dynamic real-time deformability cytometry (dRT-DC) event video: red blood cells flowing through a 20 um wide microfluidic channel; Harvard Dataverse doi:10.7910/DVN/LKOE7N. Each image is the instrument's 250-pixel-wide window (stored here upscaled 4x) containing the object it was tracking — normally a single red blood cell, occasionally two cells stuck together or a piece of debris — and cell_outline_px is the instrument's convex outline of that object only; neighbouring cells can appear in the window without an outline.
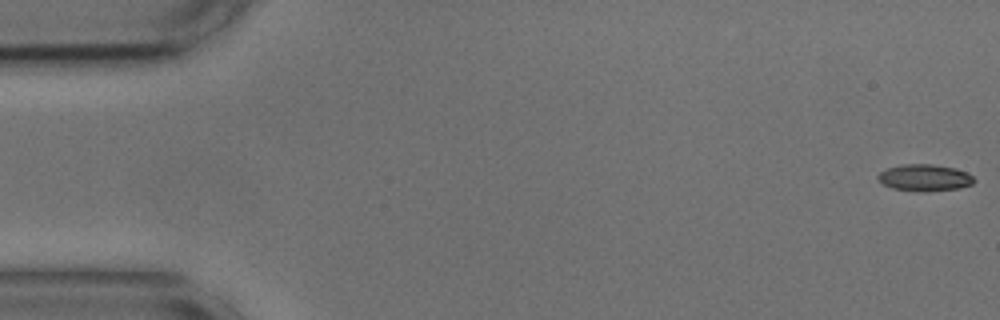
{"species": "common noctule bat (a hibernating species)", "species_latin": "Nyctalus noctula", "temperature_condition": "cold", "stored_images_in_passage": 55, "camera_frame_rate_fps": 3000, "um_per_image_px": 0.085, "animal": {"sex": "male", "body_mass_g": 17.9, "forearm_length_mm": 54.2}, "frame": {"image": 1, "passage_image": 1, "time_ms": 0.0, "image_size_px": [1000, 320], "cell_outline_px": [[976, 180], [972, 184], [960, 188], [892, 188], [884, 184], [876, 176], [880, 172], [888, 168], [904, 164], [932, 164], [956, 168], [972, 176]], "centroid_in_image_um": [78.61, 15.03], "position_along_channel_um": 6.4, "area_um2": 13.87}}
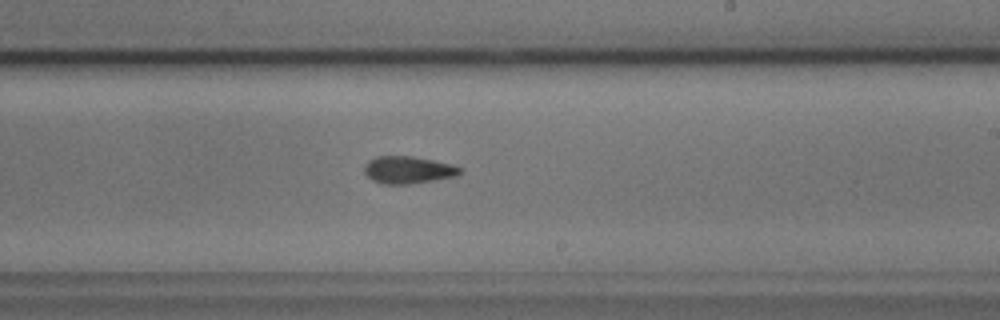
{"frame": {"image": 2, "passage_image": 32, "time_ms": 10.333, "image_size_px": [1000, 320], "cell_outline_px": [[460, 172], [456, 176], [408, 184], [384, 184], [372, 180], [364, 172], [364, 164], [368, 160], [376, 156], [412, 156], [432, 160], [448, 164], [460, 168]], "centroid_in_image_um": [34.6, 14.43], "position_along_channel_um": 254.4, "area_um2": 14.97}}
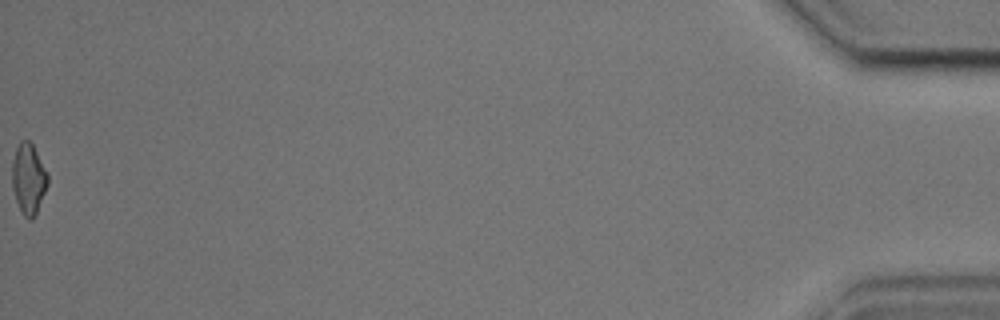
{"frame": {"image": 3, "passage_image": 55, "time_ms": 18.0, "image_size_px": [1000, 320], "cell_outline_px": [[48, 184], [36, 212], [32, 220], [28, 220], [24, 216], [16, 200], [12, 188], [12, 164], [16, 148], [20, 140], [28, 140], [32, 144], [48, 172]], "centroid_in_image_um": [2.42, 15.18], "position_along_channel_um": 432.8, "area_um2": 14.57}, "authors_computed_cell_mechanics": {"area_um2": 14.9702, "velocity_mm_per_s": 3.6649, "shape_relaxation_time_tau1_ms": null, "shape_relaxation_time_tau2_ms": 3.4673, "deformation_change_tau1": null, "deformation_change_tau2": 0.0949}}